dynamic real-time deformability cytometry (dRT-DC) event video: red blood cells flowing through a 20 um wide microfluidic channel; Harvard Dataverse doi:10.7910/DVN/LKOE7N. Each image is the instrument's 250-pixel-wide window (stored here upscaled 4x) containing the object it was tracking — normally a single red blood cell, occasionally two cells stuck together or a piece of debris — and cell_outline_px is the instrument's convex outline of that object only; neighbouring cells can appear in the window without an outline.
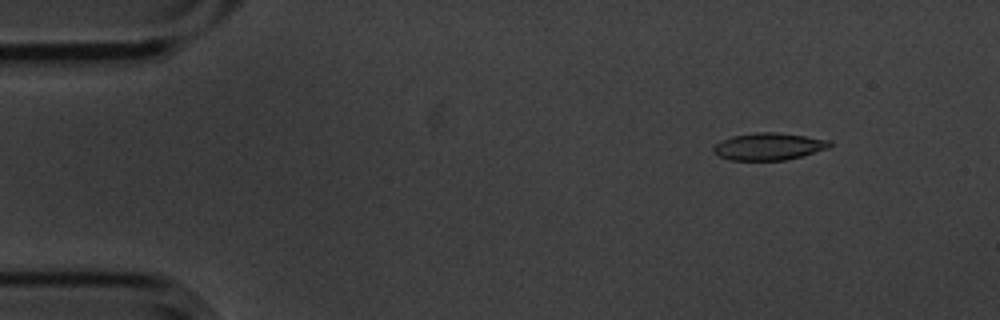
{"species": "common noctule bat (a hibernating species)", "species_latin": "Nyctalus noctula", "temperature_condition": "cold", "stored_images_in_passage": 4, "camera_frame_rate_fps": 3000, "um_per_image_px": 0.085, "animal": {"sex": "male", "body_mass_g": 20.1, "forearm_length_mm": 53.5}, "frame": {"image": 1, "passage_image": 1, "time_ms": 0.0, "image_size_px": [1000, 320], "cell_outline_px": [[832, 144], [828, 148], [788, 160], [728, 160], [712, 152], [712, 148], [716, 144], [732, 136], [756, 132], [776, 132], [804, 136], [828, 140]], "centroid_in_image_um": [65.32, 12.46], "position_along_channel_um": 19.7, "area_um2": 18.26}}
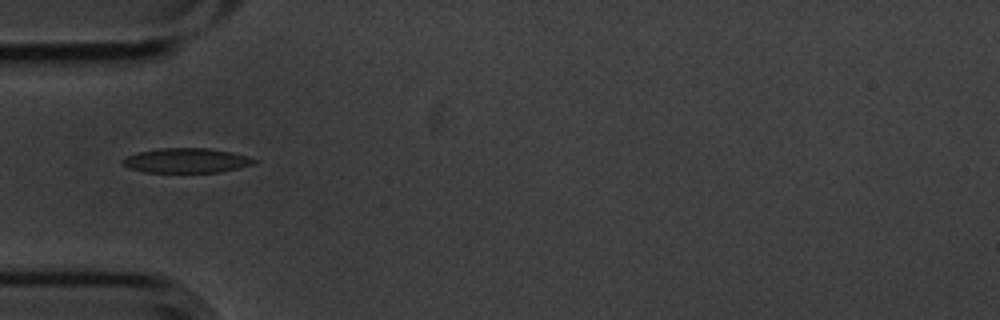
{"frame": {"image": 2, "passage_image": 4, "time_ms": 1.0, "image_size_px": [1000, 320], "cell_outline_px": [[260, 160], [252, 164], [240, 168], [220, 172], [144, 172], [128, 168], [120, 160], [128, 156], [140, 152], [160, 148], [208, 148], [232, 152], [248, 156]], "centroid_in_image_um": [15.88, 13.64], "position_along_channel_um": 69.1, "area_um2": 18.9}}